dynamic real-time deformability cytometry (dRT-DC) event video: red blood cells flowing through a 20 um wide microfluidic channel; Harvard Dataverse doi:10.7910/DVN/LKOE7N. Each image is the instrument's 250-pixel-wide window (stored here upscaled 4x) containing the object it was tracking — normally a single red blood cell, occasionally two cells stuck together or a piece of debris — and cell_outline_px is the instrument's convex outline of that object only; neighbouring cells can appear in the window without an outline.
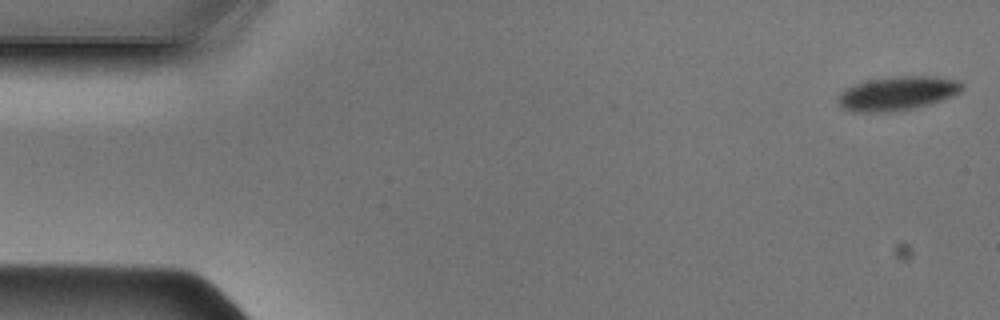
{"species": "Egyptian fruit bat (a non-hibernating species)", "species_latin": "Rousettus aegyptiacus", "temperature_condition": "cold", "stored_images_in_passage": 47, "camera_frame_rate_fps": 3000, "um_per_image_px": 0.085, "animal": {"sex": "male"}, "frame": {"image": 1, "passage_image": 1, "time_ms": 0.0, "image_size_px": [1000, 320], "cell_outline_px": [[964, 84], [960, 92], [952, 96], [928, 104], [912, 108], [892, 112], [856, 112], [844, 108], [836, 100], [836, 96], [844, 88], [852, 84], [868, 80], [896, 76], [936, 76], [956, 80]], "centroid_in_image_um": [76.23, 7.93], "position_along_channel_um": 8.8, "area_um2": 24.62}}
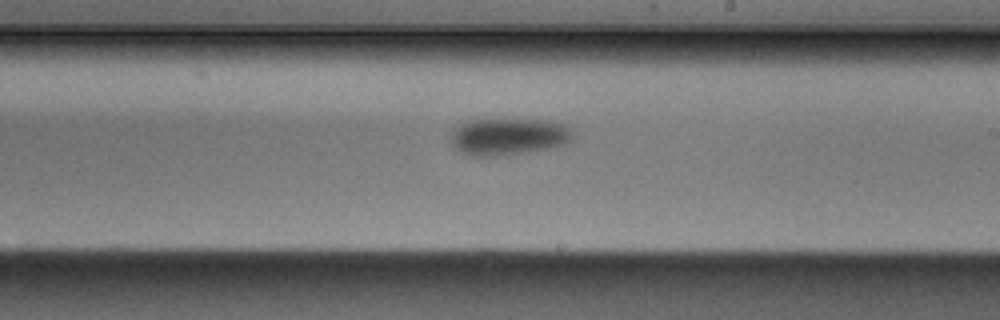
{"frame": {"image": 2, "passage_image": 27, "time_ms": 8.667, "image_size_px": [1000, 320], "cell_outline_px": [[572, 140], [556, 148], [528, 152], [496, 156], [472, 156], [456, 152], [448, 140], [452, 132], [468, 120], [552, 120], [564, 124], [572, 132]], "centroid_in_image_um": [43.2, 11.64], "position_along_channel_um": 245.8, "area_um2": 26.59}}
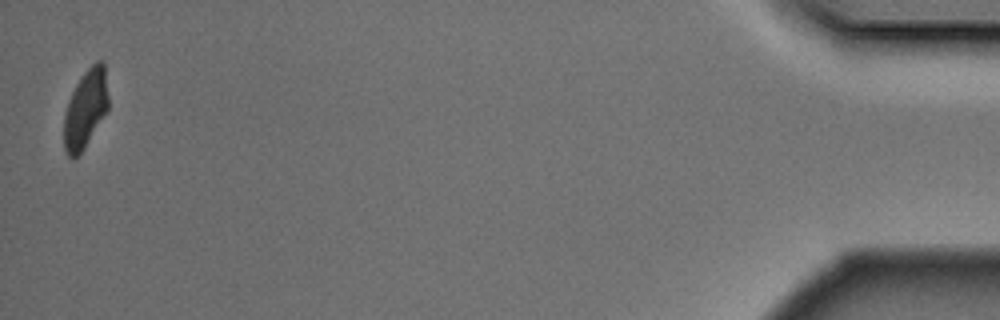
{"frame": {"image": 3, "passage_image": 47, "time_ms": 15.333, "image_size_px": [1000, 320], "cell_outline_px": [[108, 108], [84, 148], [72, 160], [68, 156], [64, 148], [64, 116], [68, 100], [76, 84], [84, 72], [96, 60], [104, 60], [108, 96]], "centroid_in_image_um": [7.26, 9.22], "position_along_channel_um": 427.9, "area_um2": 20.11}}